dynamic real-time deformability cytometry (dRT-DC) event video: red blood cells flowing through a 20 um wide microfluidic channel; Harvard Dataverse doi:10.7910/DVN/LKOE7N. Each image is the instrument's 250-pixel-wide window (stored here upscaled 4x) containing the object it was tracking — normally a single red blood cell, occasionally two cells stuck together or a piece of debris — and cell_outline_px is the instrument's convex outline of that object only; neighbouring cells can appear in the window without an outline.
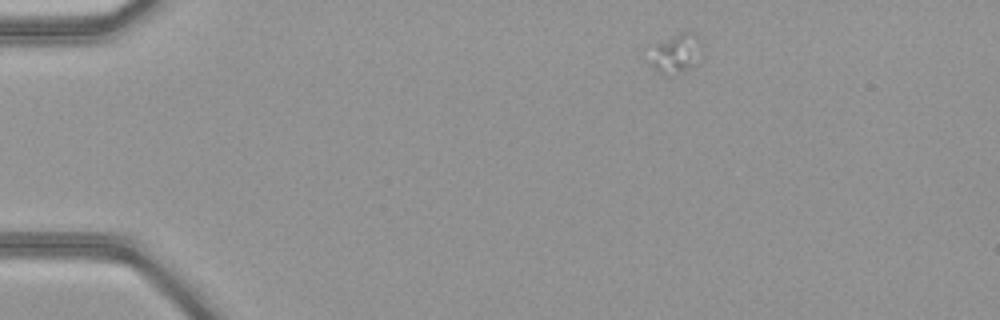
{"species": "common noctule bat (a hibernating species)", "species_latin": "Nyctalus noctula", "temperature_condition": "warm", "stored_images_in_passage": 12, "camera_frame_rate_fps": 3000, "um_per_image_px": 0.085, "animal": {"sex": "female", "body_mass_g": 21.9}, "frame": {"image": 1, "passage_image": 3, "time_ms": 0.667, "image_size_px": [1000, 320], "cell_outline_px": [[704, 44], [692, 68], [676, 76], [664, 76], [652, 64], [652, 44], [680, 32], [688, 32], [696, 36]], "centroid_in_image_um": [57.48, 4.56], "position_along_channel_um": 27.5, "area_um2": 12.02}}